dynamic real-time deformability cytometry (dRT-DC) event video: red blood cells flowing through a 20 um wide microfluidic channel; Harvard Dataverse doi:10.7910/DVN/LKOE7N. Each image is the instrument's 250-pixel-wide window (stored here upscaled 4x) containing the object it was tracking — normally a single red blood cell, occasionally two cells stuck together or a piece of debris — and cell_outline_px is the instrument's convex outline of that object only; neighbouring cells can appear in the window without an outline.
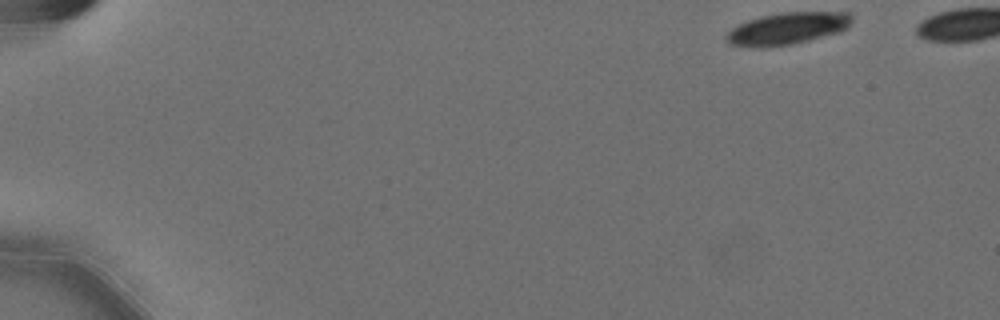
{"species": "Egyptian fruit bat (a non-hibernating species)", "species_latin": "Rousettus aegyptiacus", "temperature_condition": "cold", "stored_images_in_passage": 19, "camera_frame_rate_fps": 3000, "um_per_image_px": 0.085, "animal": {"sex": "female"}, "frame": {"image": 1, "passage_image": 1, "time_ms": 0.0, "image_size_px": [1000, 320], "cell_outline_px": [[852, 20], [840, 32], [792, 44], [760, 48], [756, 48], [728, 44], [724, 40], [724, 36], [732, 28], [748, 20], [760, 16], [780, 12], [848, 12], [852, 16]], "centroid_in_image_um": [66.86, 2.43], "position_along_channel_um": 18.1, "area_um2": 23.47}}